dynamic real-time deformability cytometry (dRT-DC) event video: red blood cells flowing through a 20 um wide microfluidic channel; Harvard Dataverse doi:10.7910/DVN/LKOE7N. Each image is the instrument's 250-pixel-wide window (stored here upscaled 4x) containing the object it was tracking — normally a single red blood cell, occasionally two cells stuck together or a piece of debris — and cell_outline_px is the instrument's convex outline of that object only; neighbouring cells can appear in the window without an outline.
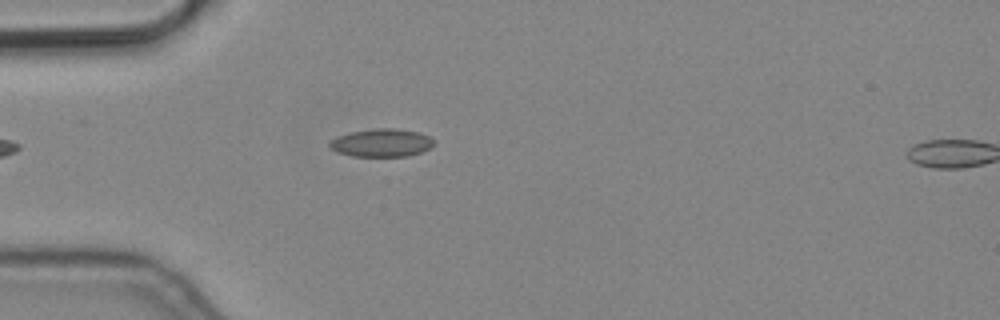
{"species": "common noctule bat (a hibernating species)", "species_latin": "Nyctalus noctula", "temperature_condition": "cold", "stored_images_in_passage": 4, "camera_frame_rate_fps": 3000, "um_per_image_px": 0.085, "animal": {"sex": "male", "body_mass_g": 19.2, "forearm_length_mm": 51.8}, "frame": {"image": 1, "passage_image": 4, "time_ms": 1.0, "image_size_px": [1000, 320], "cell_outline_px": [[432, 144], [428, 148], [420, 152], [408, 156], [352, 156], [336, 152], [328, 144], [336, 136], [352, 132], [376, 128], [392, 128], [420, 132], [428, 136], [432, 140]], "centroid_in_image_um": [32.4, 12.14], "position_along_channel_um": 52.6, "area_um2": 16.76}}